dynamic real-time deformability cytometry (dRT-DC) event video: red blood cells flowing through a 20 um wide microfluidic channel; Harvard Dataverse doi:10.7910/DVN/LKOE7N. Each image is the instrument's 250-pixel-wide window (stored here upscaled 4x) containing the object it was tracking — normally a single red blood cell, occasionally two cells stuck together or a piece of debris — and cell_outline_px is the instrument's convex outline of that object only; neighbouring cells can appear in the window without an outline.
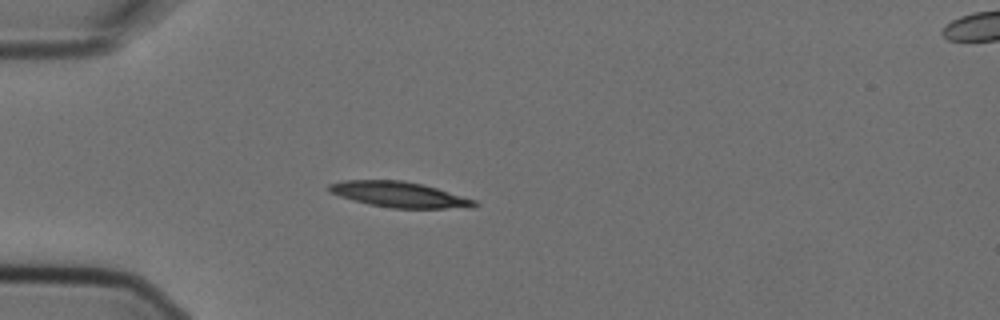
{"species": "Egyptian fruit bat (a non-hibernating species)", "species_latin": "Rousettus aegyptiacus", "temperature_condition": "cold", "stored_images_in_passage": 3, "camera_frame_rate_fps": 3000, "um_per_image_px": 0.085, "animal": {"sex": "female"}, "frame": {"image": 1, "passage_image": 2, "time_ms": 0.333, "image_size_px": [1000, 320], "cell_outline_px": [[480, 204], [472, 208], [392, 208], [368, 204], [340, 196], [328, 192], [328, 184], [344, 180], [404, 180], [424, 184], [476, 200]], "centroid_in_image_um": [33.96, 16.53], "position_along_channel_um": 51.0, "area_um2": 21.79}}